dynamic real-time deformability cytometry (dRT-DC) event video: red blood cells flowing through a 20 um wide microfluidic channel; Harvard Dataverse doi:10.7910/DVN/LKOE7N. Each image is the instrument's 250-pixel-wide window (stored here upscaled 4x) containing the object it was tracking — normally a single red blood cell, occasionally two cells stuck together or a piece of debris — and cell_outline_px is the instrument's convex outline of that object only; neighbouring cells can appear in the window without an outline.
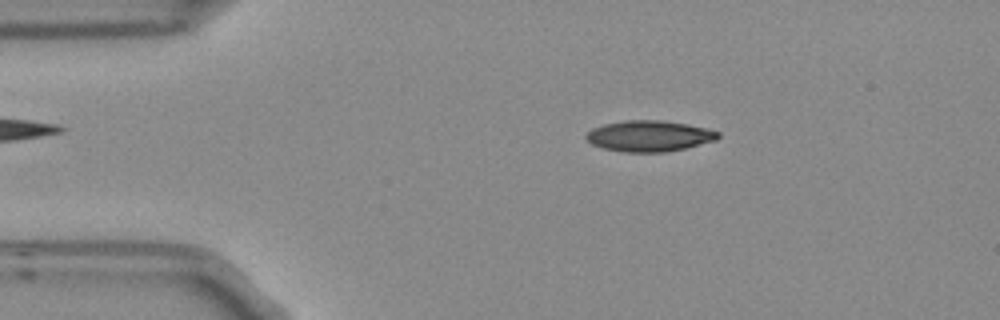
{"species": "Egyptian fruit bat (a non-hibernating species)", "species_latin": "Rousettus aegyptiacus", "temperature_condition": "room temperature", "stored_images_in_passage": 3, "camera_frame_rate_fps": 3000, "um_per_image_px": 0.085, "frame": {"image": 1, "passage_image": 1, "time_ms": 0.0, "image_size_px": [1000, 320], "cell_outline_px": [[720, 136], [716, 140], [684, 148], [664, 152], [624, 152], [604, 148], [592, 144], [584, 136], [592, 128], [604, 124], [624, 120], [660, 120], [688, 124], [720, 132]], "centroid_in_image_um": [55.17, 11.55], "position_along_channel_um": 29.8, "area_um2": 23.64}}
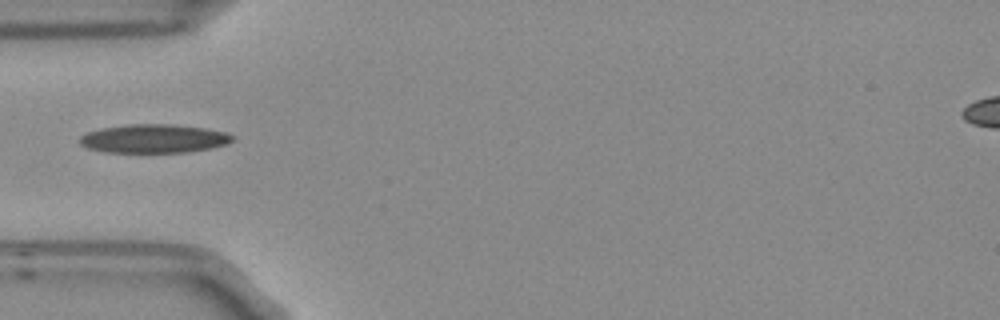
{"frame": {"image": 2, "passage_image": 3, "time_ms": 0.667, "image_size_px": [1000, 320], "cell_outline_px": [[232, 140], [224, 144], [208, 148], [184, 152], [108, 152], [88, 148], [80, 144], [80, 136], [88, 132], [100, 128], [128, 124], [172, 124], [204, 128], [228, 132], [232, 136]], "centroid_in_image_um": [13.04, 11.77], "position_along_channel_um": 72.0, "area_um2": 25.2}}